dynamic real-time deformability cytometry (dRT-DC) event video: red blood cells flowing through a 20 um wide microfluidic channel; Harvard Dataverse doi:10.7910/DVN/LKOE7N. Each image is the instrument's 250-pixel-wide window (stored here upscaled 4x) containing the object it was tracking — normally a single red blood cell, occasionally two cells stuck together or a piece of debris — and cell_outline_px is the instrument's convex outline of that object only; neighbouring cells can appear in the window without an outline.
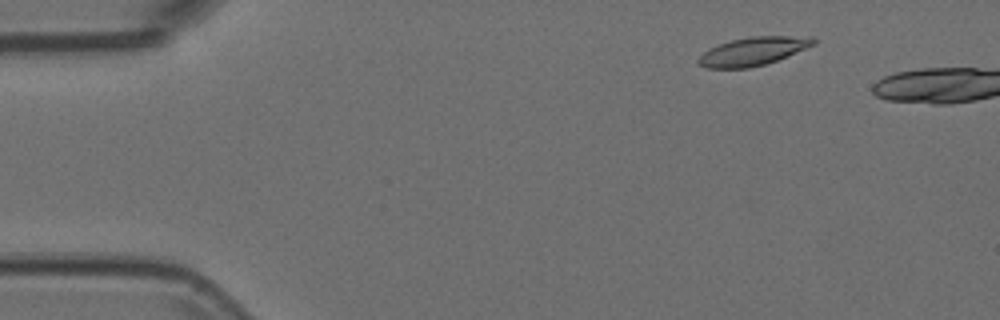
{"species": "Egyptian fruit bat (a non-hibernating species)", "species_latin": "Rousettus aegyptiacus", "temperature_condition": "room temperature", "stored_images_in_passage": 9, "camera_frame_rate_fps": 3000, "um_per_image_px": 0.085, "animal": {"sex": "female"}, "frame": {"image": 1, "passage_image": 6, "time_ms": 1.667, "image_size_px": [1000, 320], "cell_outline_px": [[816, 44], [776, 60], [764, 64], [748, 68], [708, 68], [700, 64], [696, 60], [708, 48], [716, 44], [732, 40], [752, 36], [812, 36], [816, 40]], "centroid_in_image_um": [64.0, 4.34], "position_along_channel_um": 21.0, "area_um2": 18.9}}